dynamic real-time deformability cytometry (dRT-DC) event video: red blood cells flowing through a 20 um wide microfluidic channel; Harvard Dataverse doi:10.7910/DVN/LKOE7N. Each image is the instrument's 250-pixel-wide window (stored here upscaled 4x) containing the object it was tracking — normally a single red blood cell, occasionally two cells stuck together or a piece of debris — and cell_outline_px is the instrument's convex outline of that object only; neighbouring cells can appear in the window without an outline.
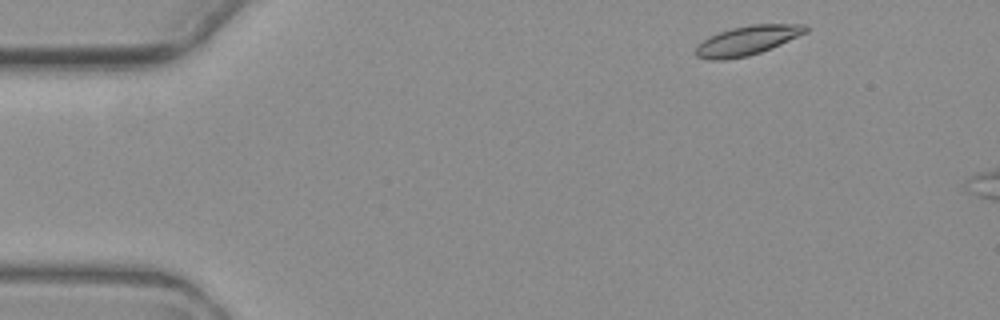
{"species": "common noctule bat (a hibernating species)", "species_latin": "Nyctalus noctula", "temperature_condition": "warm", "stored_images_in_passage": 2, "segment_of_instrument_passage": [1, 2], "camera_frame_rate_fps": 3000, "um_per_image_px": 0.085, "animal": {"sex": "female", "body_mass_g": 19.3, "forearm_length_mm": 54.1}, "frame": {"image": 1, "passage_image": 1, "time_ms": 0.0, "image_size_px": [1000, 320], "cell_outline_px": [[808, 32], [772, 48], [748, 56], [724, 60], [708, 60], [696, 56], [696, 44], [720, 32], [732, 28], [748, 24], [804, 24], [808, 28]], "centroid_in_image_um": [63.53, 3.44], "position_along_channel_um": 21.5, "area_um2": 18.79}}